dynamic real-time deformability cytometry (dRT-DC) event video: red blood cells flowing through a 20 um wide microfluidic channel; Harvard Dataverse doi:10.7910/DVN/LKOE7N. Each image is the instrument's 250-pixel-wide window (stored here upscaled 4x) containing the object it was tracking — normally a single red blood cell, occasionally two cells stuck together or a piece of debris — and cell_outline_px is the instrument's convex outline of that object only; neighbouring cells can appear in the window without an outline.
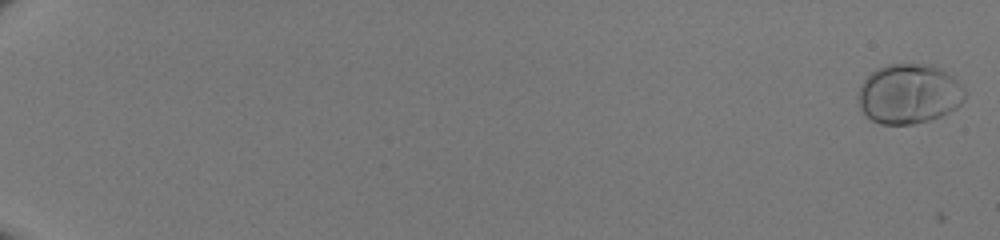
{"species": "human", "species_latin": "Homo sapiens", "temperature_condition": "room temperature", "stored_images_in_passage": 51, "camera_frame_rate_fps": 3000, "um_per_image_px": 0.085, "donor": {"sex": "male"}, "frame": {"image": 1, "passage_image": 1, "time_ms": 0.0, "image_size_px": [1000, 240], "cell_outline_px": [[964, 100], [956, 108], [940, 116], [928, 120], [912, 124], [880, 124], [872, 120], [860, 108], [856, 96], [860, 84], [876, 68], [888, 64], [924, 64], [940, 68], [952, 76], [964, 88]], "centroid_in_image_um": [77.23, 7.97], "position_along_channel_um": 7.8, "area_um2": 37.11}}
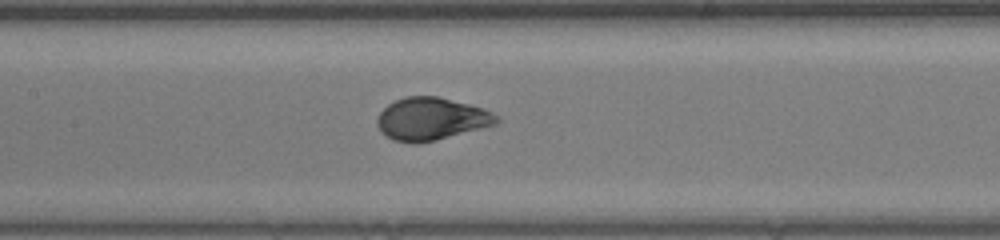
{"frame": {"image": 2, "passage_image": 29, "time_ms": 9.333, "image_size_px": [1000, 240], "cell_outline_px": [[500, 120], [496, 124], [436, 140], [412, 144], [392, 140], [380, 132], [376, 124], [376, 120], [380, 112], [388, 104], [396, 100], [408, 96], [436, 96], [484, 108], [500, 116]], "centroid_in_image_um": [36.64, 10.11], "position_along_channel_um": 170.8, "area_um2": 29.65}}
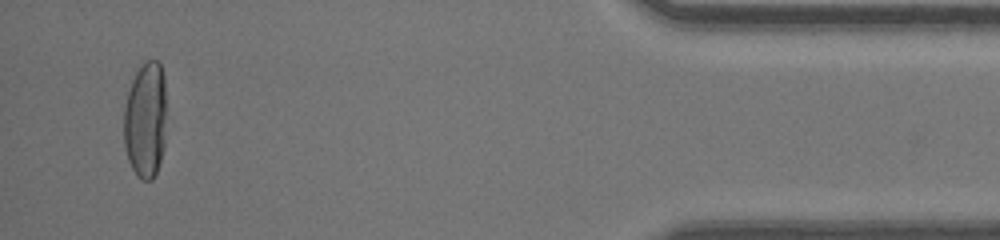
{"frame": {"image": 3, "passage_image": 50, "time_ms": 16.333, "image_size_px": [1000, 240], "cell_outline_px": [[164, 148], [156, 172], [152, 180], [144, 180], [136, 176], [128, 160], [124, 144], [124, 108], [128, 92], [132, 80], [140, 64], [148, 60], [160, 60], [164, 76]], "centroid_in_image_um": [12.35, 10.18], "position_along_channel_um": 422.9, "area_um2": 28.84}}